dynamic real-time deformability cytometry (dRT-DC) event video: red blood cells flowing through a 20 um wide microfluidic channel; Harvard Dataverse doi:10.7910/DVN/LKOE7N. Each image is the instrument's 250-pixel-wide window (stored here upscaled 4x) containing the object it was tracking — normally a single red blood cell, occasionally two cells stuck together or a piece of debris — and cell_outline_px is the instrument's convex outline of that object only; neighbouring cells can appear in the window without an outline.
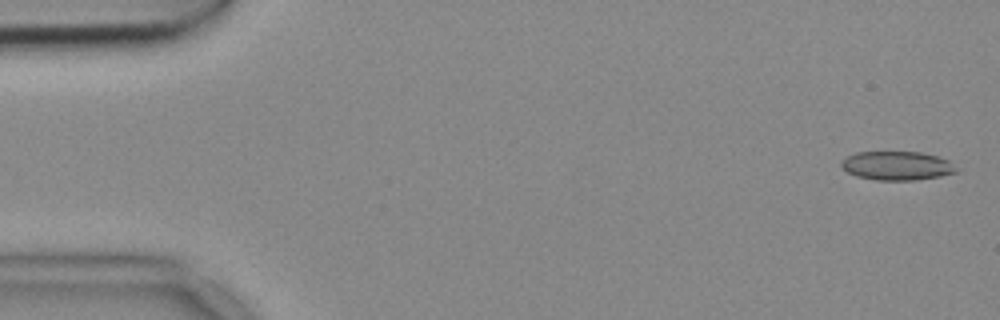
{"species": "common noctule bat (a hibernating species)", "species_latin": "Nyctalus noctula", "temperature_condition": "cold", "stored_images_in_passage": 54, "camera_frame_rate_fps": 3000, "um_per_image_px": 0.085, "animal": {"sex": "female", "body_mass_g": 18.4}, "frame": {"image": 1, "passage_image": 2, "time_ms": 0.333, "image_size_px": [1000, 320], "cell_outline_px": [[960, 172], [940, 176], [916, 180], [876, 180], [856, 176], [848, 172], [840, 164], [848, 156], [856, 152], [920, 152], [936, 156], [948, 160]], "centroid_in_image_um": [76.27, 14.09], "position_along_channel_um": 8.7, "area_um2": 19.19}}
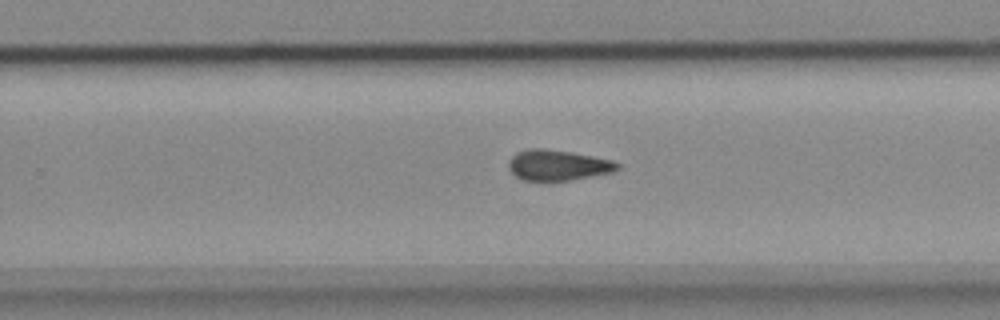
{"frame": {"image": 2, "passage_image": 34, "time_ms": 11.0, "image_size_px": [1000, 320], "cell_outline_px": [[620, 168], [612, 172], [572, 180], [524, 180], [516, 176], [508, 168], [508, 160], [516, 152], [528, 148], [544, 148], [572, 152], [612, 160], [620, 164]], "centroid_in_image_um": [47.4, 14.02], "position_along_channel_um": 282.4, "area_um2": 19.42}}
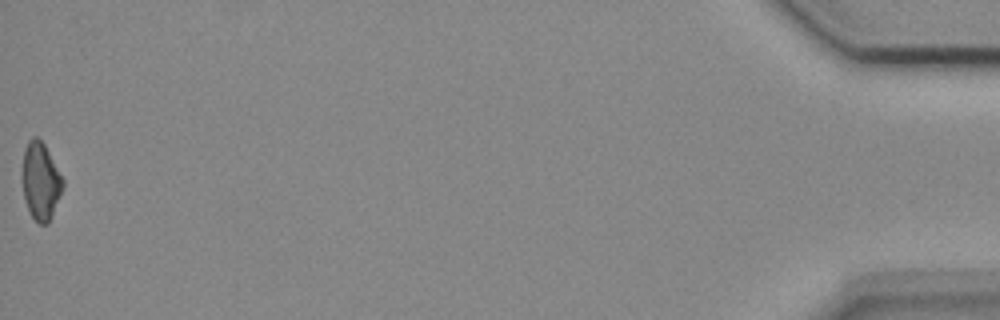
{"frame": {"image": 3, "passage_image": 54, "time_ms": 17.667, "image_size_px": [1000, 320], "cell_outline_px": [[64, 184], [52, 216], [48, 224], [40, 224], [32, 216], [28, 208], [24, 196], [20, 176], [20, 172], [24, 148], [28, 140], [32, 136], [36, 136], [44, 144], [64, 180]], "centroid_in_image_um": [3.42, 15.36], "position_along_channel_um": 431.8, "area_um2": 18.5}}